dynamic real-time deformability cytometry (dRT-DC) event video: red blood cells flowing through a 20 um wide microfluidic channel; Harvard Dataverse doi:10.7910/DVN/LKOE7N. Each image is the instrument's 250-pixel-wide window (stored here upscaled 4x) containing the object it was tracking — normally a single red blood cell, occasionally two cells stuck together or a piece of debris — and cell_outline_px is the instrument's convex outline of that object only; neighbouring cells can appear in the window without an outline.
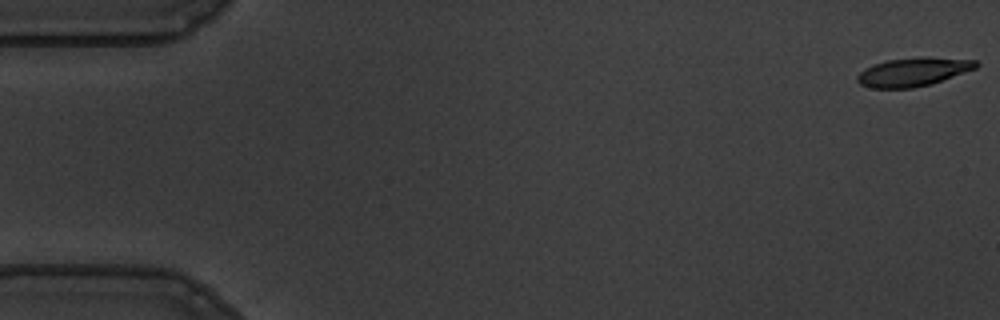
{"species": "common noctule bat (a hibernating species)", "species_latin": "Nyctalus noctula", "temperature_condition": "warm", "stored_images_in_passage": 16, "camera_frame_rate_fps": 3000, "um_per_image_px": 0.085, "animal": {"sex": "male", "body_mass_g": 19.5, "forearm_length_mm": 54.6}, "frame": {"image": 1, "passage_image": 1, "time_ms": 0.0, "image_size_px": [1000, 320], "cell_outline_px": [[980, 64], [976, 68], [932, 84], [912, 88], [872, 88], [860, 84], [856, 80], [856, 76], [864, 68], [888, 60], [924, 56], [976, 60]], "centroid_in_image_um": [77.63, 6.11], "position_along_channel_um": 7.4, "area_um2": 19.83}}
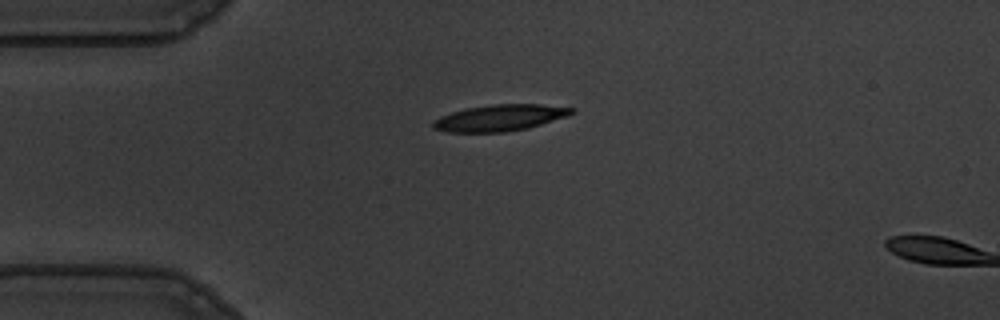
{"frame": {"image": 2, "passage_image": 14, "time_ms": 4.333, "image_size_px": [1000, 320], "cell_outline_px": [[576, 112], [568, 116], [528, 128], [504, 132], [448, 132], [432, 128], [432, 120], [440, 116], [464, 108], [492, 104], [540, 104], [576, 108]], "centroid_in_image_um": [42.49, 10.01], "position_along_channel_um": 42.5, "area_um2": 21.5}}